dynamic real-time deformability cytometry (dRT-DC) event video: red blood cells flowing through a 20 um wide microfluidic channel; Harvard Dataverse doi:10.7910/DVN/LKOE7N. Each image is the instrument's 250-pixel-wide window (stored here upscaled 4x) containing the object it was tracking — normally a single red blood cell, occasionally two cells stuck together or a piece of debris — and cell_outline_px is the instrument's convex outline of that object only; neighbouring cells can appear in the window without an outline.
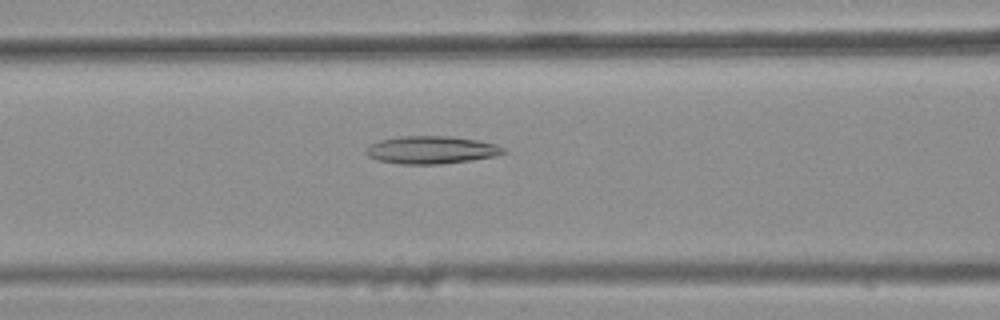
{"species": "common noctule bat (a hibernating species)", "species_latin": "Nyctalus noctula", "temperature_condition": "warm", "stored_images_in_passage": 46, "camera_frame_rate_fps": 3000, "um_per_image_px": 0.085, "animal": {"sex": "female", "body_mass_g": 25.1}, "frame": {"image": 1, "passage_image": 21, "time_ms": 6.667, "image_size_px": [1000, 320], "cell_outline_px": [[508, 152], [496, 156], [440, 164], [400, 164], [376, 160], [368, 156], [364, 152], [364, 148], [368, 144], [380, 140], [400, 136], [448, 136], [476, 140], [496, 144], [504, 148]], "centroid_in_image_um": [36.61, 12.74], "position_along_channel_um": 130.0, "area_um2": 22.31}}
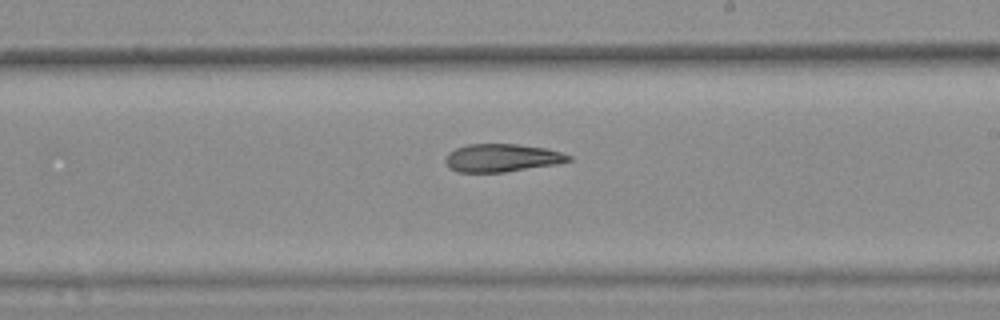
{"frame": {"image": 2, "passage_image": 30, "time_ms": 9.667, "image_size_px": [1000, 320], "cell_outline_px": [[572, 160], [556, 164], [504, 172], [456, 172], [448, 168], [444, 160], [448, 152], [456, 148], [468, 144], [516, 144], [548, 148], [572, 156]], "centroid_in_image_um": [42.63, 13.42], "position_along_channel_um": 246.4, "area_um2": 20.17}}
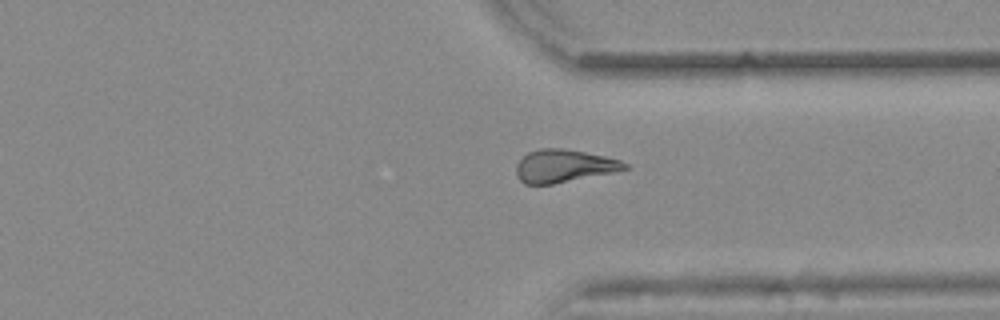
{"frame": {"image": 3, "passage_image": 39, "time_ms": 12.667, "image_size_px": [1000, 320], "cell_outline_px": [[628, 168], [612, 172], [552, 184], [524, 184], [516, 176], [516, 164], [528, 152], [540, 148], [564, 148], [604, 156], [620, 160], [628, 164]], "centroid_in_image_um": [47.89, 14.1], "position_along_channel_um": 363.5, "area_um2": 20.52}, "authors_computed_cell_mechanics": {"area_um2": 21.1548, "velocity_mm_per_s": 3.8924, "shape_relaxation_time_tau1_ms": null, "shape_relaxation_time_tau2_ms": 5.5878, "deformation_change_tau1": null, "deformation_change_tau2": 0.158}}